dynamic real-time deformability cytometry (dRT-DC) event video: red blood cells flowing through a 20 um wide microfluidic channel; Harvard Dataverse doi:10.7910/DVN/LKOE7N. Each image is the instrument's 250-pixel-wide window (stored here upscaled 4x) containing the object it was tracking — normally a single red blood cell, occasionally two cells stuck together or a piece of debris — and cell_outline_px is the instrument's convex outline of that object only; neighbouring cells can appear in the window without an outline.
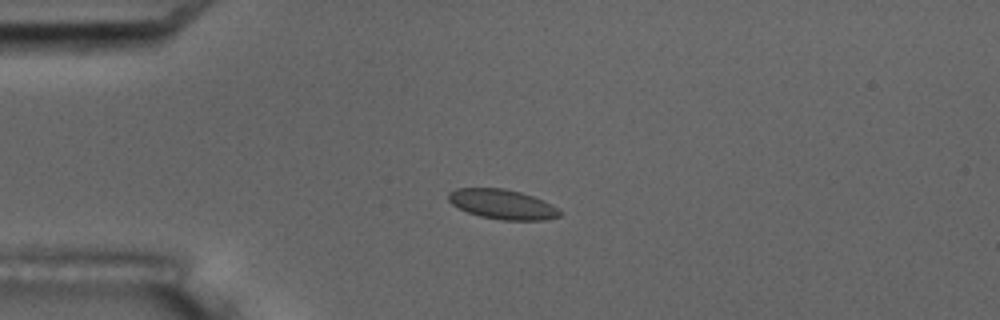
{"species": "common noctule bat (a hibernating species)", "species_latin": "Nyctalus noctula", "temperature_condition": "room temperature", "stored_images_in_passage": 4, "camera_frame_rate_fps": 3000, "um_per_image_px": 0.085, "animal": {"sex": "male", "body_mass_g": 17.5, "forearm_length_mm": 52.3}, "frame": {"image": 1, "passage_image": 4, "time_ms": 4.0, "image_size_px": [1000, 320], "cell_outline_px": [[564, 212], [560, 216], [544, 220], [500, 220], [480, 216], [468, 212], [452, 204], [448, 200], [448, 192], [456, 188], [504, 188], [520, 192], [544, 200], [552, 204]], "centroid_in_image_um": [42.73, 17.36], "position_along_channel_um": 42.3, "area_um2": 19.42}}